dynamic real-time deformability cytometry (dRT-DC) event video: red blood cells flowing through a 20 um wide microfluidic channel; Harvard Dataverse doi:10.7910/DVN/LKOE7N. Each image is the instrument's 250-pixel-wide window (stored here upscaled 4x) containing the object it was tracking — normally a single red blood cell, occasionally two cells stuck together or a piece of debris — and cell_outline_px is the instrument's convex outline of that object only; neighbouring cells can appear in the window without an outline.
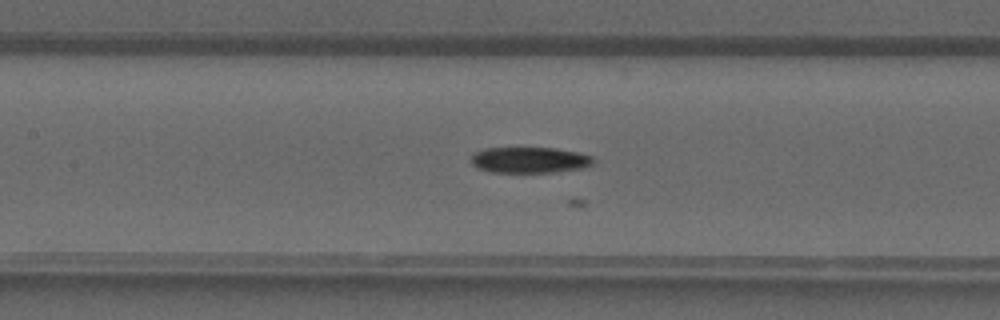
{"species": "common noctule bat (a hibernating species)", "species_latin": "Nyctalus noctula", "temperature_condition": "warm", "stored_images_in_passage": 39, "camera_frame_rate_fps": 3000, "um_per_image_px": 0.085, "animal": {"sex": "male", "forearm_length_mm": 52.5}, "frame": {"image": 1, "passage_image": 14, "time_ms": 4.333, "image_size_px": [1000, 320], "cell_outline_px": [[596, 164], [584, 168], [556, 172], [488, 172], [476, 168], [472, 164], [472, 152], [484, 148], [556, 148], [576, 152], [592, 156], [596, 160]], "centroid_in_image_um": [45.03, 13.6], "position_along_channel_um": 162.4, "area_um2": 18.79}}
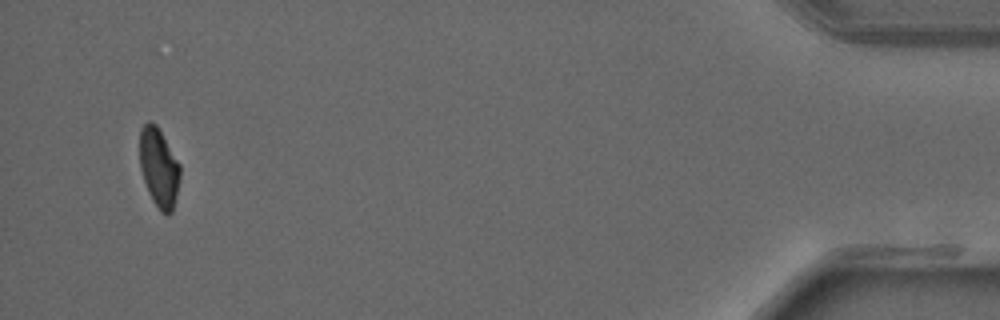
{"frame": {"image": 2, "passage_image": 39, "time_ms": 12.667, "image_size_px": [1000, 320], "cell_outline_px": [[180, 176], [176, 196], [172, 212], [168, 216], [160, 212], [152, 200], [148, 192], [140, 168], [140, 128], [148, 120], [152, 120], [156, 124], [180, 164]], "centroid_in_image_um": [13.5, 14.25], "position_along_channel_um": 421.7, "area_um2": 18.67}}